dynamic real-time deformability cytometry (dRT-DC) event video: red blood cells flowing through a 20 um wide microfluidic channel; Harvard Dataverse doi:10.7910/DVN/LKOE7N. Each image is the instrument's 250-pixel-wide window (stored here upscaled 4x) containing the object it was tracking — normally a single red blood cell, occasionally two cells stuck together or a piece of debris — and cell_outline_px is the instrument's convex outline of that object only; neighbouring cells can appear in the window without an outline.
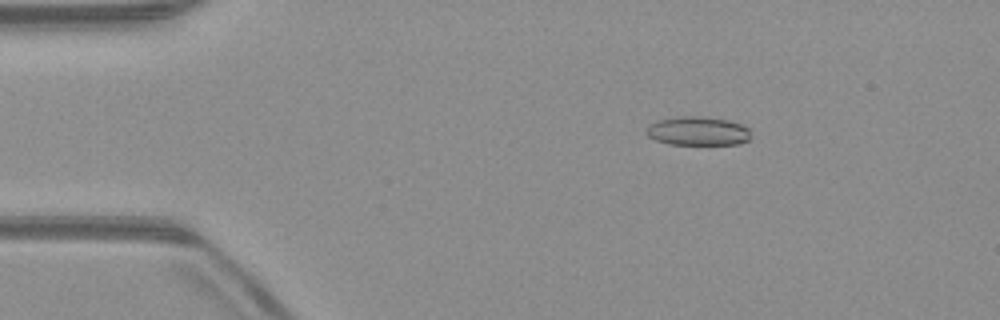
{"species": "common noctule bat (a hibernating species)", "species_latin": "Nyctalus noctula", "temperature_condition": "warm", "stored_images_in_passage": 45, "camera_frame_rate_fps": 3000, "um_per_image_px": 0.085, "animal": {"sex": "male", "body_mass_g": 23.1, "forearm_length_mm": 52.7}, "frame": {"image": 1, "passage_image": 2, "time_ms": 0.333, "image_size_px": [1000, 320], "cell_outline_px": [[748, 140], [740, 144], [668, 144], [656, 140], [648, 136], [644, 132], [648, 124], [656, 120], [676, 116], [700, 116], [728, 120], [740, 124], [748, 128]], "centroid_in_image_um": [59.24, 11.13], "position_along_channel_um": 25.8, "area_um2": 17.63}}
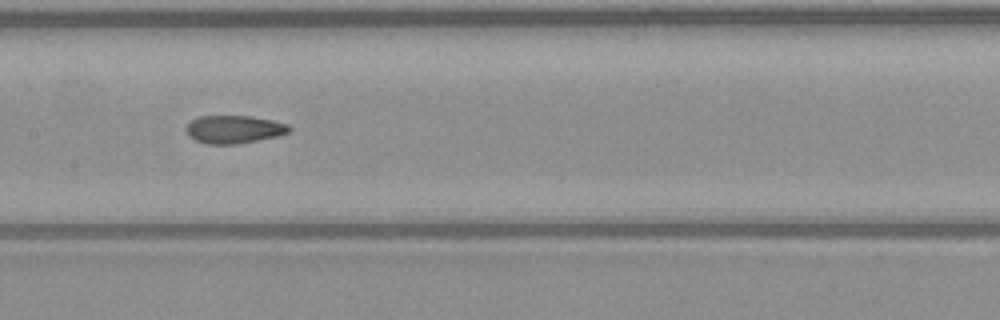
{"frame": {"image": 2, "passage_image": 19, "time_ms": 6.0, "image_size_px": [1000, 320], "cell_outline_px": [[292, 128], [288, 132], [276, 136], [236, 144], [208, 144], [196, 140], [188, 136], [184, 128], [192, 120], [200, 116], [252, 116], [272, 120], [288, 124]], "centroid_in_image_um": [19.87, 10.99], "position_along_channel_um": 187.5, "area_um2": 16.7}}
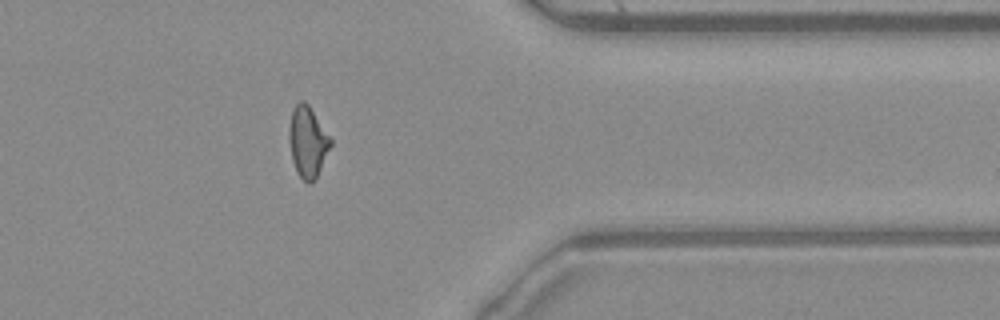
{"frame": {"image": 3, "passage_image": 35, "time_ms": 11.333, "image_size_px": [1000, 320], "cell_outline_px": [[332, 144], [316, 180], [312, 184], [308, 184], [296, 172], [292, 160], [288, 136], [288, 128], [292, 108], [300, 100], [304, 100], [308, 104], [332, 140]], "centroid_in_image_um": [26.14, 12.08], "position_along_channel_um": 385.3, "area_um2": 17.4}, "authors_computed_cell_mechanics": {"area_um2": 17.1088, "velocity_mm_per_s": 4.0201, "shape_relaxation_time_tau1_ms": null, "shape_relaxation_time_tau2_ms": 2.4664, "deformation_change_tau1": null, "deformation_change_tau2": 0.0973}}